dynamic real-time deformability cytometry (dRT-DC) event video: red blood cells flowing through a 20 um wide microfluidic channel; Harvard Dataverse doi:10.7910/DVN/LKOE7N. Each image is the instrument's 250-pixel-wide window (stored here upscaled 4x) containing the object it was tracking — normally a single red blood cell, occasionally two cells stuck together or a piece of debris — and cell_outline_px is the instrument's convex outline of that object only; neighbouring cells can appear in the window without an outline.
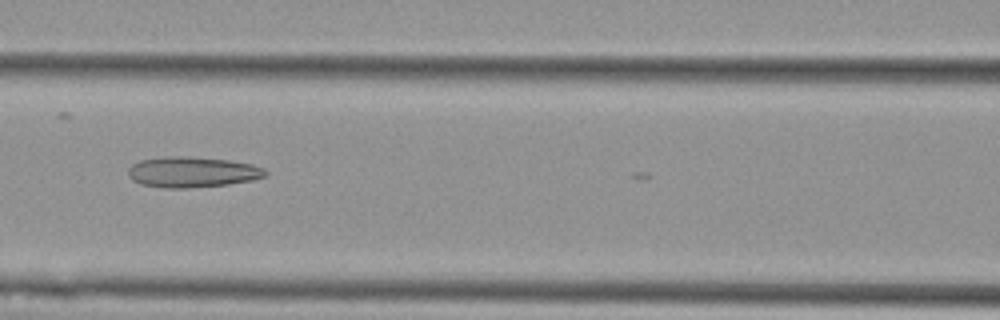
{"species": "Egyptian fruit bat (a non-hibernating species)", "species_latin": "Rousettus aegyptiacus", "temperature_condition": "cold", "stored_images_in_passage": 7, "camera_frame_rate_fps": 3000, "um_per_image_px": 0.085, "animal": {"sex": "female"}, "frame": {"image": 1, "passage_image": 5, "time_ms": 1.333, "image_size_px": [1000, 320], "cell_outline_px": [[268, 172], [264, 176], [252, 180], [228, 184], [188, 188], [164, 188], [140, 184], [132, 180], [128, 176], [128, 168], [132, 164], [140, 160], [164, 156], [188, 156], [228, 160], [252, 164], [264, 168]], "centroid_in_image_um": [16.31, 14.62], "position_along_channel_um": 150.3, "area_um2": 24.62}}